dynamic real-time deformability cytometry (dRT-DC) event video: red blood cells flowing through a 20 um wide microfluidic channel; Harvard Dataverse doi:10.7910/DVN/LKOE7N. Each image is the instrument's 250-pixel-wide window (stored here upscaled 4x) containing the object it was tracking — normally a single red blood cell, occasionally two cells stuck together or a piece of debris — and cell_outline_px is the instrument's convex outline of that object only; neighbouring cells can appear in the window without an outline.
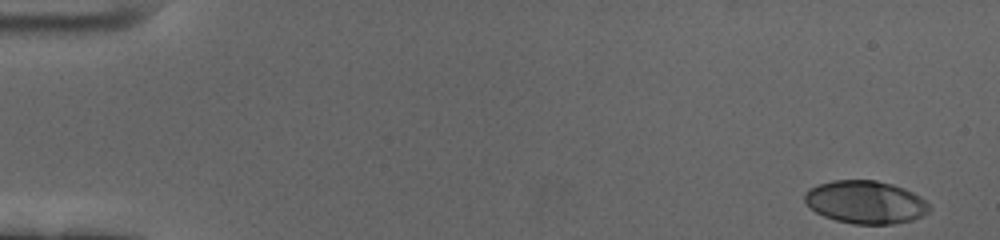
{"species": "human", "species_latin": "Homo sapiens", "temperature_condition": "cold", "stored_images_in_passage": 58, "camera_frame_rate_fps": 3000, "um_per_image_px": 0.085, "donor": {"sex": "female"}, "frame": {"image": 1, "passage_image": 1, "time_ms": 0.0, "image_size_px": [1000, 240], "cell_outline_px": [[932, 208], [928, 212], [912, 220], [892, 224], [852, 224], [836, 220], [824, 216], [816, 212], [804, 200], [804, 192], [808, 188], [832, 180], [876, 180], [892, 184], [904, 188], [920, 196]], "centroid_in_image_um": [73.56, 17.18], "position_along_channel_um": 11.4, "area_um2": 31.15}}
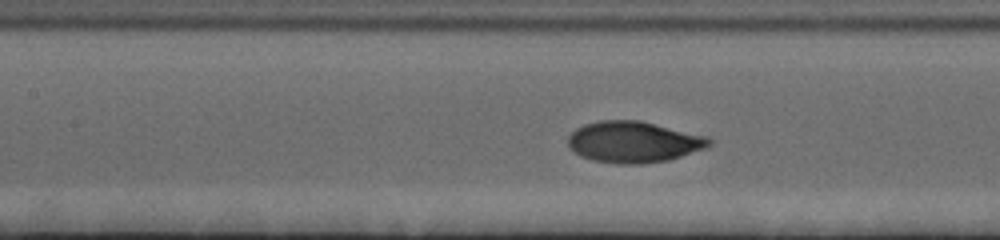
{"frame": {"image": 2, "passage_image": 26, "time_ms": 8.333, "image_size_px": [1000, 240], "cell_outline_px": [[712, 144], [708, 148], [668, 160], [644, 164], [616, 164], [592, 160], [580, 156], [568, 148], [568, 136], [576, 128], [584, 124], [600, 120], [640, 120], [708, 136], [712, 140]], "centroid_in_image_um": [53.86, 12.07], "position_along_channel_um": 153.5, "area_um2": 34.39}}
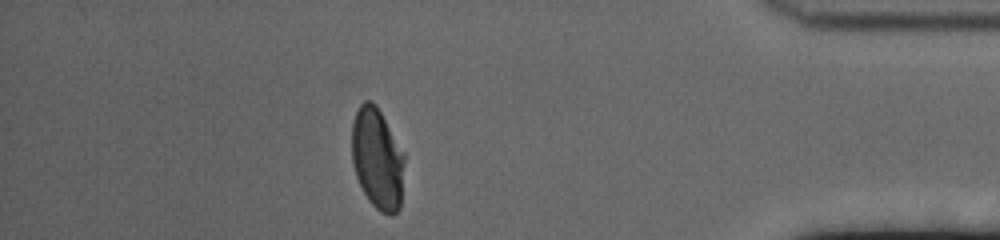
{"frame": {"image": 3, "passage_image": 51, "time_ms": 16.667, "image_size_px": [1000, 240], "cell_outline_px": [[404, 164], [400, 208], [392, 216], [388, 216], [380, 212], [368, 200], [356, 176], [352, 160], [352, 124], [356, 112], [360, 104], [364, 100], [372, 100], [376, 104], [404, 152]], "centroid_in_image_um": [32.08, 13.49], "position_along_channel_um": 403.1, "area_um2": 31.15}, "authors_computed_cell_mechanics": {"area_um2": 32.6281, "velocity_mm_per_s": 3.4335, "shape_relaxation_time_tau1_ms": 4.1677, "shape_relaxation_time_tau2_ms": null, "deformation_change_tau1": 0.2027, "deformation_change_tau2": null}}